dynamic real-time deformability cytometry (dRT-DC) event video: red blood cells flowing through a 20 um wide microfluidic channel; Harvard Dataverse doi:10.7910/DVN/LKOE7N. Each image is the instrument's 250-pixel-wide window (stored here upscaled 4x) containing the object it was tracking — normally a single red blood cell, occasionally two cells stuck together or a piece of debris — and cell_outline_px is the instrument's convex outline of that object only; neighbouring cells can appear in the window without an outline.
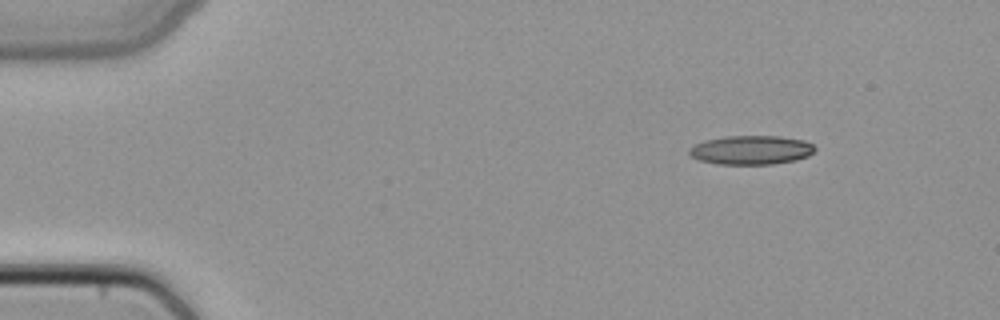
{"species": "common noctule bat (a hibernating species)", "species_latin": "Nyctalus noctula", "temperature_condition": "cold", "stored_images_in_passage": 3, "camera_frame_rate_fps": 3000, "um_per_image_px": 0.085, "animal": {"sex": "female", "body_mass_g": 22.7, "forearm_length_mm": 54.2}, "frame": {"image": 1, "passage_image": 1, "time_ms": 0.0, "image_size_px": [1000, 320], "cell_outline_px": [[816, 148], [808, 156], [796, 160], [772, 164], [720, 164], [700, 160], [692, 156], [688, 152], [688, 148], [704, 140], [724, 136], [780, 136], [804, 140], [812, 144]], "centroid_in_image_um": [63.85, 12.74], "position_along_channel_um": 21.2, "area_um2": 21.21}}